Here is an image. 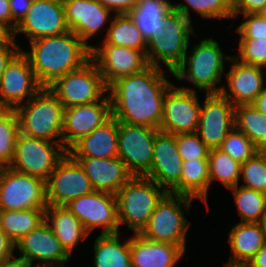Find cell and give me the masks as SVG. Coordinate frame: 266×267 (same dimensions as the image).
I'll return each mask as SVG.
<instances>
[{
	"label": "cell",
	"mask_w": 266,
	"mask_h": 267,
	"mask_svg": "<svg viewBox=\"0 0 266 267\" xmlns=\"http://www.w3.org/2000/svg\"><path fill=\"white\" fill-rule=\"evenodd\" d=\"M162 69L149 65L108 86L112 116L133 126L160 129L165 94L173 85Z\"/></svg>",
	"instance_id": "6da1fadb"
},
{
	"label": "cell",
	"mask_w": 266,
	"mask_h": 267,
	"mask_svg": "<svg viewBox=\"0 0 266 267\" xmlns=\"http://www.w3.org/2000/svg\"><path fill=\"white\" fill-rule=\"evenodd\" d=\"M29 43L31 51L23 53L43 88H48L58 78L82 67L91 59V48L70 30Z\"/></svg>",
	"instance_id": "7a4b0ae2"
},
{
	"label": "cell",
	"mask_w": 266,
	"mask_h": 267,
	"mask_svg": "<svg viewBox=\"0 0 266 267\" xmlns=\"http://www.w3.org/2000/svg\"><path fill=\"white\" fill-rule=\"evenodd\" d=\"M64 110L65 107L50 89L42 88L15 109L19 130L31 137L62 142Z\"/></svg>",
	"instance_id": "3957f363"
},
{
	"label": "cell",
	"mask_w": 266,
	"mask_h": 267,
	"mask_svg": "<svg viewBox=\"0 0 266 267\" xmlns=\"http://www.w3.org/2000/svg\"><path fill=\"white\" fill-rule=\"evenodd\" d=\"M219 43L206 38L196 44L190 55L185 54L182 64L171 74L178 81L188 80L206 94L220 93L222 86L217 87L225 70L224 60L229 62L232 56H226Z\"/></svg>",
	"instance_id": "277c9868"
},
{
	"label": "cell",
	"mask_w": 266,
	"mask_h": 267,
	"mask_svg": "<svg viewBox=\"0 0 266 267\" xmlns=\"http://www.w3.org/2000/svg\"><path fill=\"white\" fill-rule=\"evenodd\" d=\"M167 191L152 179L133 176L115 194L118 222L125 224L133 233H140L148 224L155 206Z\"/></svg>",
	"instance_id": "5b68a950"
},
{
	"label": "cell",
	"mask_w": 266,
	"mask_h": 267,
	"mask_svg": "<svg viewBox=\"0 0 266 267\" xmlns=\"http://www.w3.org/2000/svg\"><path fill=\"white\" fill-rule=\"evenodd\" d=\"M193 197L167 192L155 206L148 224L139 233L144 238L179 245L186 251L189 221L183 208L190 210Z\"/></svg>",
	"instance_id": "8992f818"
},
{
	"label": "cell",
	"mask_w": 266,
	"mask_h": 267,
	"mask_svg": "<svg viewBox=\"0 0 266 267\" xmlns=\"http://www.w3.org/2000/svg\"><path fill=\"white\" fill-rule=\"evenodd\" d=\"M191 23L183 14L172 9L165 16L162 36L151 37L147 41L148 64L159 68L165 66L169 72L173 73L188 53L190 35L194 34Z\"/></svg>",
	"instance_id": "52a82bcc"
},
{
	"label": "cell",
	"mask_w": 266,
	"mask_h": 267,
	"mask_svg": "<svg viewBox=\"0 0 266 267\" xmlns=\"http://www.w3.org/2000/svg\"><path fill=\"white\" fill-rule=\"evenodd\" d=\"M67 152L62 142H51L19 132L14 155L8 167L47 181Z\"/></svg>",
	"instance_id": "ba28073f"
},
{
	"label": "cell",
	"mask_w": 266,
	"mask_h": 267,
	"mask_svg": "<svg viewBox=\"0 0 266 267\" xmlns=\"http://www.w3.org/2000/svg\"><path fill=\"white\" fill-rule=\"evenodd\" d=\"M48 88L65 108L101 101L108 95V86L92 59L58 78Z\"/></svg>",
	"instance_id": "9c48e42d"
},
{
	"label": "cell",
	"mask_w": 266,
	"mask_h": 267,
	"mask_svg": "<svg viewBox=\"0 0 266 267\" xmlns=\"http://www.w3.org/2000/svg\"><path fill=\"white\" fill-rule=\"evenodd\" d=\"M46 181L0 168V210L47 208Z\"/></svg>",
	"instance_id": "30bf717a"
},
{
	"label": "cell",
	"mask_w": 266,
	"mask_h": 267,
	"mask_svg": "<svg viewBox=\"0 0 266 267\" xmlns=\"http://www.w3.org/2000/svg\"><path fill=\"white\" fill-rule=\"evenodd\" d=\"M197 94L194 88L173 84L165 94L159 131L173 135L196 133L201 109Z\"/></svg>",
	"instance_id": "8fae6325"
},
{
	"label": "cell",
	"mask_w": 266,
	"mask_h": 267,
	"mask_svg": "<svg viewBox=\"0 0 266 267\" xmlns=\"http://www.w3.org/2000/svg\"><path fill=\"white\" fill-rule=\"evenodd\" d=\"M90 234L95 228H102L101 234L119 233L116 195L93 191L73 199L66 205Z\"/></svg>",
	"instance_id": "7c38bea8"
},
{
	"label": "cell",
	"mask_w": 266,
	"mask_h": 267,
	"mask_svg": "<svg viewBox=\"0 0 266 267\" xmlns=\"http://www.w3.org/2000/svg\"><path fill=\"white\" fill-rule=\"evenodd\" d=\"M93 191L85 171L67 152L46 181L47 205L66 206L73 199Z\"/></svg>",
	"instance_id": "4fadbf2b"
},
{
	"label": "cell",
	"mask_w": 266,
	"mask_h": 267,
	"mask_svg": "<svg viewBox=\"0 0 266 267\" xmlns=\"http://www.w3.org/2000/svg\"><path fill=\"white\" fill-rule=\"evenodd\" d=\"M158 131L118 122V157L133 176H145L150 171Z\"/></svg>",
	"instance_id": "5bb4252c"
},
{
	"label": "cell",
	"mask_w": 266,
	"mask_h": 267,
	"mask_svg": "<svg viewBox=\"0 0 266 267\" xmlns=\"http://www.w3.org/2000/svg\"><path fill=\"white\" fill-rule=\"evenodd\" d=\"M43 87L36 79L28 57L22 49L6 66L0 80V108L16 109Z\"/></svg>",
	"instance_id": "9a60e30c"
},
{
	"label": "cell",
	"mask_w": 266,
	"mask_h": 267,
	"mask_svg": "<svg viewBox=\"0 0 266 267\" xmlns=\"http://www.w3.org/2000/svg\"><path fill=\"white\" fill-rule=\"evenodd\" d=\"M235 106L221 93L205 95L204 104L200 109L197 134L211 149H218L235 127Z\"/></svg>",
	"instance_id": "2e32d148"
},
{
	"label": "cell",
	"mask_w": 266,
	"mask_h": 267,
	"mask_svg": "<svg viewBox=\"0 0 266 267\" xmlns=\"http://www.w3.org/2000/svg\"><path fill=\"white\" fill-rule=\"evenodd\" d=\"M91 48V59L105 83L109 86L115 80L139 73L149 66L146 55L141 50L112 44H98Z\"/></svg>",
	"instance_id": "e0dca14e"
},
{
	"label": "cell",
	"mask_w": 266,
	"mask_h": 267,
	"mask_svg": "<svg viewBox=\"0 0 266 267\" xmlns=\"http://www.w3.org/2000/svg\"><path fill=\"white\" fill-rule=\"evenodd\" d=\"M182 164L175 135L158 131L154 138L151 169L145 177L167 192L180 194Z\"/></svg>",
	"instance_id": "ac0fdd59"
},
{
	"label": "cell",
	"mask_w": 266,
	"mask_h": 267,
	"mask_svg": "<svg viewBox=\"0 0 266 267\" xmlns=\"http://www.w3.org/2000/svg\"><path fill=\"white\" fill-rule=\"evenodd\" d=\"M62 0H33L12 36L24 33L30 41L68 32Z\"/></svg>",
	"instance_id": "d6986e66"
},
{
	"label": "cell",
	"mask_w": 266,
	"mask_h": 267,
	"mask_svg": "<svg viewBox=\"0 0 266 267\" xmlns=\"http://www.w3.org/2000/svg\"><path fill=\"white\" fill-rule=\"evenodd\" d=\"M15 248L19 250L20 257L34 267L63 265L70 257L45 221L18 240Z\"/></svg>",
	"instance_id": "ffe728a7"
},
{
	"label": "cell",
	"mask_w": 266,
	"mask_h": 267,
	"mask_svg": "<svg viewBox=\"0 0 266 267\" xmlns=\"http://www.w3.org/2000/svg\"><path fill=\"white\" fill-rule=\"evenodd\" d=\"M111 116L109 95L101 101L65 108L62 128L63 146L68 150L80 138L89 135Z\"/></svg>",
	"instance_id": "44dd1931"
},
{
	"label": "cell",
	"mask_w": 266,
	"mask_h": 267,
	"mask_svg": "<svg viewBox=\"0 0 266 267\" xmlns=\"http://www.w3.org/2000/svg\"><path fill=\"white\" fill-rule=\"evenodd\" d=\"M229 63L232 65L230 64L226 80L230 92L222 86L220 93L234 106L251 104L265 88L266 69L241 62L233 55Z\"/></svg>",
	"instance_id": "7402d4cb"
},
{
	"label": "cell",
	"mask_w": 266,
	"mask_h": 267,
	"mask_svg": "<svg viewBox=\"0 0 266 267\" xmlns=\"http://www.w3.org/2000/svg\"><path fill=\"white\" fill-rule=\"evenodd\" d=\"M62 3L68 29L92 48L88 39L104 29L108 20H112V11L97 0H62Z\"/></svg>",
	"instance_id": "603a6c76"
},
{
	"label": "cell",
	"mask_w": 266,
	"mask_h": 267,
	"mask_svg": "<svg viewBox=\"0 0 266 267\" xmlns=\"http://www.w3.org/2000/svg\"><path fill=\"white\" fill-rule=\"evenodd\" d=\"M85 171L95 191L116 194L133 175L119 157H73Z\"/></svg>",
	"instance_id": "cb8c5ba5"
},
{
	"label": "cell",
	"mask_w": 266,
	"mask_h": 267,
	"mask_svg": "<svg viewBox=\"0 0 266 267\" xmlns=\"http://www.w3.org/2000/svg\"><path fill=\"white\" fill-rule=\"evenodd\" d=\"M131 267H175L185 251L167 242L144 238L139 233L130 237Z\"/></svg>",
	"instance_id": "d4e9b609"
},
{
	"label": "cell",
	"mask_w": 266,
	"mask_h": 267,
	"mask_svg": "<svg viewBox=\"0 0 266 267\" xmlns=\"http://www.w3.org/2000/svg\"><path fill=\"white\" fill-rule=\"evenodd\" d=\"M67 151L72 157H118V121L111 116L89 135L80 138Z\"/></svg>",
	"instance_id": "484cf974"
},
{
	"label": "cell",
	"mask_w": 266,
	"mask_h": 267,
	"mask_svg": "<svg viewBox=\"0 0 266 267\" xmlns=\"http://www.w3.org/2000/svg\"><path fill=\"white\" fill-rule=\"evenodd\" d=\"M45 222L60 243L71 255L81 240L89 236L81 221L66 206H50L45 209Z\"/></svg>",
	"instance_id": "4316f807"
},
{
	"label": "cell",
	"mask_w": 266,
	"mask_h": 267,
	"mask_svg": "<svg viewBox=\"0 0 266 267\" xmlns=\"http://www.w3.org/2000/svg\"><path fill=\"white\" fill-rule=\"evenodd\" d=\"M229 262L248 263L265 244L260 223L238 222L228 234Z\"/></svg>",
	"instance_id": "83f0119b"
},
{
	"label": "cell",
	"mask_w": 266,
	"mask_h": 267,
	"mask_svg": "<svg viewBox=\"0 0 266 267\" xmlns=\"http://www.w3.org/2000/svg\"><path fill=\"white\" fill-rule=\"evenodd\" d=\"M172 10L169 0H138L128 13L148 41L151 37H161L164 32L165 16Z\"/></svg>",
	"instance_id": "f1b7e54d"
},
{
	"label": "cell",
	"mask_w": 266,
	"mask_h": 267,
	"mask_svg": "<svg viewBox=\"0 0 266 267\" xmlns=\"http://www.w3.org/2000/svg\"><path fill=\"white\" fill-rule=\"evenodd\" d=\"M119 237V233L100 234L95 239V267H131L130 238L122 244Z\"/></svg>",
	"instance_id": "f546056e"
},
{
	"label": "cell",
	"mask_w": 266,
	"mask_h": 267,
	"mask_svg": "<svg viewBox=\"0 0 266 267\" xmlns=\"http://www.w3.org/2000/svg\"><path fill=\"white\" fill-rule=\"evenodd\" d=\"M210 187L208 159L183 161L180 178L181 195L201 200L209 211L207 193Z\"/></svg>",
	"instance_id": "4dcf8cb0"
},
{
	"label": "cell",
	"mask_w": 266,
	"mask_h": 267,
	"mask_svg": "<svg viewBox=\"0 0 266 267\" xmlns=\"http://www.w3.org/2000/svg\"><path fill=\"white\" fill-rule=\"evenodd\" d=\"M45 209L0 210V230L16 243L45 221Z\"/></svg>",
	"instance_id": "1f68e13d"
},
{
	"label": "cell",
	"mask_w": 266,
	"mask_h": 267,
	"mask_svg": "<svg viewBox=\"0 0 266 267\" xmlns=\"http://www.w3.org/2000/svg\"><path fill=\"white\" fill-rule=\"evenodd\" d=\"M102 44L141 50L146 55L147 40L129 14H114Z\"/></svg>",
	"instance_id": "d6a6232c"
},
{
	"label": "cell",
	"mask_w": 266,
	"mask_h": 267,
	"mask_svg": "<svg viewBox=\"0 0 266 267\" xmlns=\"http://www.w3.org/2000/svg\"><path fill=\"white\" fill-rule=\"evenodd\" d=\"M232 190L240 222L259 223L266 214V194L241 185L229 188Z\"/></svg>",
	"instance_id": "836d02e7"
},
{
	"label": "cell",
	"mask_w": 266,
	"mask_h": 267,
	"mask_svg": "<svg viewBox=\"0 0 266 267\" xmlns=\"http://www.w3.org/2000/svg\"><path fill=\"white\" fill-rule=\"evenodd\" d=\"M210 185L214 180L227 189L240 181L241 164L220 149H211L208 154Z\"/></svg>",
	"instance_id": "e575fe53"
},
{
	"label": "cell",
	"mask_w": 266,
	"mask_h": 267,
	"mask_svg": "<svg viewBox=\"0 0 266 267\" xmlns=\"http://www.w3.org/2000/svg\"><path fill=\"white\" fill-rule=\"evenodd\" d=\"M186 2V4H184ZM184 3L172 4V9L183 14L191 21V7L201 17L206 19H231L232 0H184Z\"/></svg>",
	"instance_id": "d590c367"
},
{
	"label": "cell",
	"mask_w": 266,
	"mask_h": 267,
	"mask_svg": "<svg viewBox=\"0 0 266 267\" xmlns=\"http://www.w3.org/2000/svg\"><path fill=\"white\" fill-rule=\"evenodd\" d=\"M19 123L15 109L0 108V166L8 167L14 155Z\"/></svg>",
	"instance_id": "8d00e7d4"
},
{
	"label": "cell",
	"mask_w": 266,
	"mask_h": 267,
	"mask_svg": "<svg viewBox=\"0 0 266 267\" xmlns=\"http://www.w3.org/2000/svg\"><path fill=\"white\" fill-rule=\"evenodd\" d=\"M235 128L243 132L255 145L264 137L266 116L252 104L235 106Z\"/></svg>",
	"instance_id": "74e56055"
},
{
	"label": "cell",
	"mask_w": 266,
	"mask_h": 267,
	"mask_svg": "<svg viewBox=\"0 0 266 267\" xmlns=\"http://www.w3.org/2000/svg\"><path fill=\"white\" fill-rule=\"evenodd\" d=\"M218 149L230 155L240 164H243L257 153L256 145L235 127L224 138Z\"/></svg>",
	"instance_id": "f35d334b"
},
{
	"label": "cell",
	"mask_w": 266,
	"mask_h": 267,
	"mask_svg": "<svg viewBox=\"0 0 266 267\" xmlns=\"http://www.w3.org/2000/svg\"><path fill=\"white\" fill-rule=\"evenodd\" d=\"M241 186L266 194V155L256 153L252 158L241 164Z\"/></svg>",
	"instance_id": "ab89813d"
},
{
	"label": "cell",
	"mask_w": 266,
	"mask_h": 267,
	"mask_svg": "<svg viewBox=\"0 0 266 267\" xmlns=\"http://www.w3.org/2000/svg\"><path fill=\"white\" fill-rule=\"evenodd\" d=\"M238 55H234L241 62L266 69V41L250 38H240Z\"/></svg>",
	"instance_id": "60d3db41"
},
{
	"label": "cell",
	"mask_w": 266,
	"mask_h": 267,
	"mask_svg": "<svg viewBox=\"0 0 266 267\" xmlns=\"http://www.w3.org/2000/svg\"><path fill=\"white\" fill-rule=\"evenodd\" d=\"M179 154L183 161L208 159L209 148L197 133L175 135Z\"/></svg>",
	"instance_id": "b9f144b4"
},
{
	"label": "cell",
	"mask_w": 266,
	"mask_h": 267,
	"mask_svg": "<svg viewBox=\"0 0 266 267\" xmlns=\"http://www.w3.org/2000/svg\"><path fill=\"white\" fill-rule=\"evenodd\" d=\"M243 16L245 20L236 29L240 38L266 41V20L262 19L257 13Z\"/></svg>",
	"instance_id": "7bdbcfd3"
},
{
	"label": "cell",
	"mask_w": 266,
	"mask_h": 267,
	"mask_svg": "<svg viewBox=\"0 0 266 267\" xmlns=\"http://www.w3.org/2000/svg\"><path fill=\"white\" fill-rule=\"evenodd\" d=\"M266 0H232L233 18H237L239 14H255L263 8Z\"/></svg>",
	"instance_id": "ee69618b"
},
{
	"label": "cell",
	"mask_w": 266,
	"mask_h": 267,
	"mask_svg": "<svg viewBox=\"0 0 266 267\" xmlns=\"http://www.w3.org/2000/svg\"><path fill=\"white\" fill-rule=\"evenodd\" d=\"M20 47L13 36L7 42L0 44V80L8 63L21 50Z\"/></svg>",
	"instance_id": "f6af8a7d"
},
{
	"label": "cell",
	"mask_w": 266,
	"mask_h": 267,
	"mask_svg": "<svg viewBox=\"0 0 266 267\" xmlns=\"http://www.w3.org/2000/svg\"><path fill=\"white\" fill-rule=\"evenodd\" d=\"M33 0H9L12 14V33L16 29L17 24L29 11Z\"/></svg>",
	"instance_id": "bcb514c9"
},
{
	"label": "cell",
	"mask_w": 266,
	"mask_h": 267,
	"mask_svg": "<svg viewBox=\"0 0 266 267\" xmlns=\"http://www.w3.org/2000/svg\"><path fill=\"white\" fill-rule=\"evenodd\" d=\"M114 14H128L138 0H97Z\"/></svg>",
	"instance_id": "7dc6e473"
},
{
	"label": "cell",
	"mask_w": 266,
	"mask_h": 267,
	"mask_svg": "<svg viewBox=\"0 0 266 267\" xmlns=\"http://www.w3.org/2000/svg\"><path fill=\"white\" fill-rule=\"evenodd\" d=\"M15 243L0 230V261L9 258L15 253Z\"/></svg>",
	"instance_id": "c3c4849f"
},
{
	"label": "cell",
	"mask_w": 266,
	"mask_h": 267,
	"mask_svg": "<svg viewBox=\"0 0 266 267\" xmlns=\"http://www.w3.org/2000/svg\"><path fill=\"white\" fill-rule=\"evenodd\" d=\"M0 22L12 32V14L9 0H0Z\"/></svg>",
	"instance_id": "681fc988"
},
{
	"label": "cell",
	"mask_w": 266,
	"mask_h": 267,
	"mask_svg": "<svg viewBox=\"0 0 266 267\" xmlns=\"http://www.w3.org/2000/svg\"><path fill=\"white\" fill-rule=\"evenodd\" d=\"M0 267H34L21 257L12 255L0 261Z\"/></svg>",
	"instance_id": "f907efd6"
},
{
	"label": "cell",
	"mask_w": 266,
	"mask_h": 267,
	"mask_svg": "<svg viewBox=\"0 0 266 267\" xmlns=\"http://www.w3.org/2000/svg\"><path fill=\"white\" fill-rule=\"evenodd\" d=\"M249 267H266V243L248 262Z\"/></svg>",
	"instance_id": "816d5d0a"
},
{
	"label": "cell",
	"mask_w": 266,
	"mask_h": 267,
	"mask_svg": "<svg viewBox=\"0 0 266 267\" xmlns=\"http://www.w3.org/2000/svg\"><path fill=\"white\" fill-rule=\"evenodd\" d=\"M257 110L266 116V85L264 90L251 103Z\"/></svg>",
	"instance_id": "f5cc1de1"
},
{
	"label": "cell",
	"mask_w": 266,
	"mask_h": 267,
	"mask_svg": "<svg viewBox=\"0 0 266 267\" xmlns=\"http://www.w3.org/2000/svg\"><path fill=\"white\" fill-rule=\"evenodd\" d=\"M12 37V32L0 22V44L7 42Z\"/></svg>",
	"instance_id": "db71d44e"
},
{
	"label": "cell",
	"mask_w": 266,
	"mask_h": 267,
	"mask_svg": "<svg viewBox=\"0 0 266 267\" xmlns=\"http://www.w3.org/2000/svg\"><path fill=\"white\" fill-rule=\"evenodd\" d=\"M256 150H257V153L266 155V123L264 124V137L256 145Z\"/></svg>",
	"instance_id": "11a10c76"
},
{
	"label": "cell",
	"mask_w": 266,
	"mask_h": 267,
	"mask_svg": "<svg viewBox=\"0 0 266 267\" xmlns=\"http://www.w3.org/2000/svg\"><path fill=\"white\" fill-rule=\"evenodd\" d=\"M259 223L262 228L263 235H264V241L266 243V214L262 217Z\"/></svg>",
	"instance_id": "9f6ffc18"
},
{
	"label": "cell",
	"mask_w": 266,
	"mask_h": 267,
	"mask_svg": "<svg viewBox=\"0 0 266 267\" xmlns=\"http://www.w3.org/2000/svg\"><path fill=\"white\" fill-rule=\"evenodd\" d=\"M223 267H249L248 263L227 262Z\"/></svg>",
	"instance_id": "6f0895ef"
},
{
	"label": "cell",
	"mask_w": 266,
	"mask_h": 267,
	"mask_svg": "<svg viewBox=\"0 0 266 267\" xmlns=\"http://www.w3.org/2000/svg\"><path fill=\"white\" fill-rule=\"evenodd\" d=\"M257 14L264 20H266V4L263 6L261 10L257 12Z\"/></svg>",
	"instance_id": "680465c9"
},
{
	"label": "cell",
	"mask_w": 266,
	"mask_h": 267,
	"mask_svg": "<svg viewBox=\"0 0 266 267\" xmlns=\"http://www.w3.org/2000/svg\"><path fill=\"white\" fill-rule=\"evenodd\" d=\"M65 265H49V266H39V267H64Z\"/></svg>",
	"instance_id": "91938a15"
}]
</instances>
